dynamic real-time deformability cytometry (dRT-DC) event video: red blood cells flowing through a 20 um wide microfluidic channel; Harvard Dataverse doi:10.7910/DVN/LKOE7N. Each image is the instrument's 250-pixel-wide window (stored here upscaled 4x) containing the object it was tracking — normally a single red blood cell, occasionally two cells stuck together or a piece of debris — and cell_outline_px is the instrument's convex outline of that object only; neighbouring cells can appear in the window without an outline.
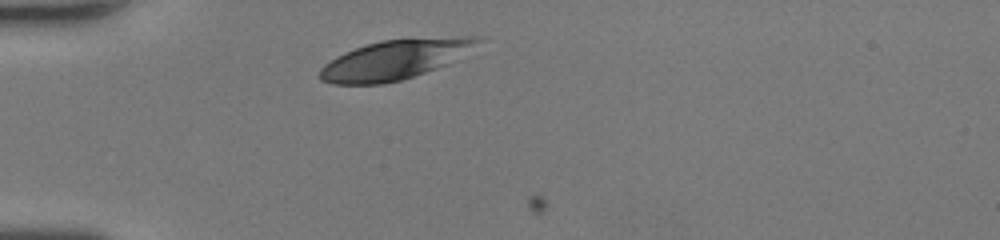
{"species": "human", "species_latin": "Homo sapiens", "temperature_condition": "room temperature", "stored_images_in_passage": 2, "camera_frame_rate_fps": 3000, "um_per_image_px": 0.085, "donor": {"sex": "female"}, "frame": {"image": 1, "passage_image": 1, "time_ms": 0.0, "image_size_px": [1000, 240], "cell_outline_px": [[484, 40], [456, 60], [448, 64], [400, 80], [384, 84], [332, 84], [320, 80], [320, 68], [324, 64], [336, 56], [356, 48], [380, 40], [472, 36], [480, 36]], "centroid_in_image_um": [33.57, 5.07], "position_along_channel_um": 51.4, "area_um2": 36.13}}